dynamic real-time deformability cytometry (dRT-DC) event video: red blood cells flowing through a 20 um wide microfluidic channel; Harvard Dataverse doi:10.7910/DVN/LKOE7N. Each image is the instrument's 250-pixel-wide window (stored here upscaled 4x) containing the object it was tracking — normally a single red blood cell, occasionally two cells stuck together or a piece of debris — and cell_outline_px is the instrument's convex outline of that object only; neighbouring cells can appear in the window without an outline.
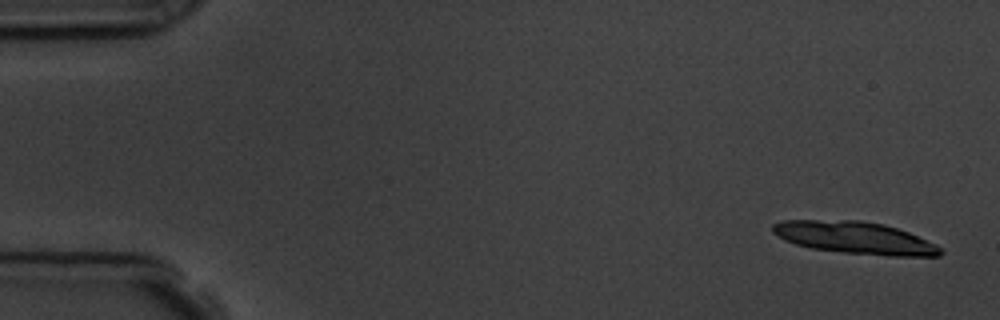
{"species": "common noctule bat (a hibernating species)", "species_latin": "Nyctalus noctula", "temperature_condition": "room temperature", "stored_images_in_passage": 5, "camera_frame_rate_fps": 3000, "um_per_image_px": 0.085, "animal": {"sex": "male", "body_mass_g": 19.5, "forearm_length_mm": 54.6}, "frame": {"image": 1, "passage_image": 1, "time_ms": 0.0, "image_size_px": [1000, 320], "cell_outline_px": [[944, 252], [940, 256], [888, 256], [844, 252], [812, 248], [796, 244], [784, 240], [772, 232], [772, 224], [780, 220], [860, 220], [884, 224], [908, 232], [936, 244], [944, 248]], "centroid_in_image_um": [72.69, 20.21], "position_along_channel_um": 12.3, "area_um2": 31.56}}